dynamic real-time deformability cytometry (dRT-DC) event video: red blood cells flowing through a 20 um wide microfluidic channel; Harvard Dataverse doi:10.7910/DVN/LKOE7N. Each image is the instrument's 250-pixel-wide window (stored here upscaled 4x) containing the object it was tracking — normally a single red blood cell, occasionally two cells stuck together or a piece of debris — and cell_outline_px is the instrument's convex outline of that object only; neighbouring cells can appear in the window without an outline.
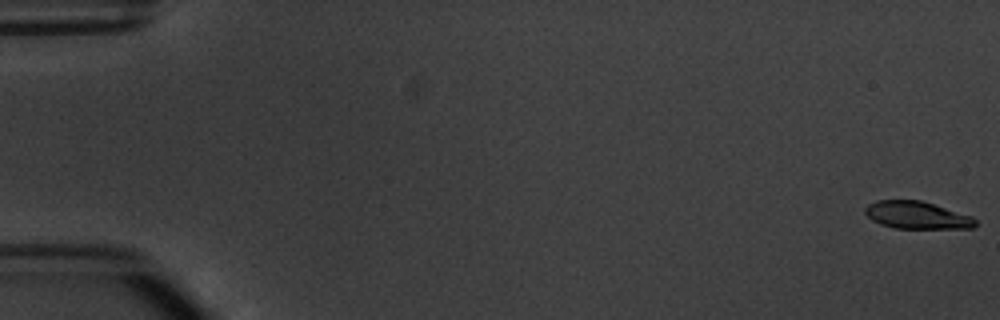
{"species": "common noctule bat (a hibernating species)", "species_latin": "Nyctalus noctula", "temperature_condition": "warm", "stored_images_in_passage": 5, "segment_of_instrument_passage": [2, 2], "camera_frame_rate_fps": 3000, "um_per_image_px": 0.085, "animal": {"sex": "male", "body_mass_g": 20.1, "forearm_length_mm": 53.5}, "frame": {"image": 1, "passage_image": 5, "time_ms": 5.0, "image_size_px": [1000, 320], "cell_outline_px": [[976, 224], [972, 228], [896, 228], [880, 224], [872, 220], [864, 212], [864, 208], [868, 204], [876, 200], [920, 200], [972, 216], [976, 220]], "centroid_in_image_um": [77.91, 18.28], "position_along_channel_um": 7.1, "area_um2": 17.51}}